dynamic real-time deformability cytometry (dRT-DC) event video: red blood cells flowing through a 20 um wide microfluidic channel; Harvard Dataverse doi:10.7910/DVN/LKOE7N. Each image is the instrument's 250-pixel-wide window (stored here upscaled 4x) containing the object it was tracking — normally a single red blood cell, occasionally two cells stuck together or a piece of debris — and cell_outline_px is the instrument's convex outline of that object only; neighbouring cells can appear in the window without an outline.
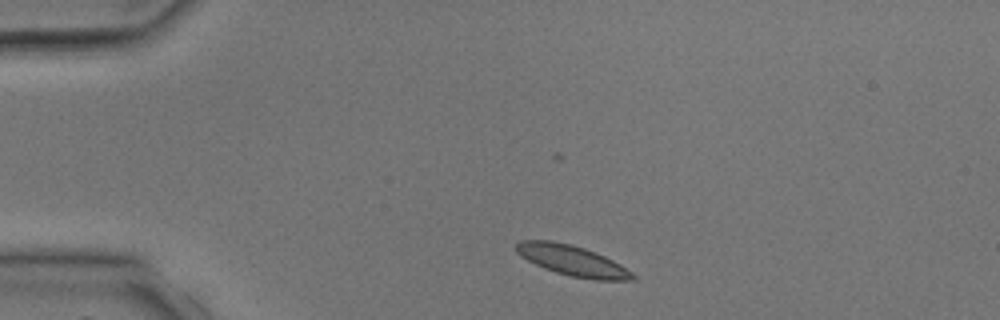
{"species": "common noctule bat (a hibernating species)", "species_latin": "Nyctalus noctula", "temperature_condition": "room temperature", "stored_images_in_passage": 3, "camera_frame_rate_fps": 3000, "um_per_image_px": 0.085, "animal": {"sex": "male", "body_mass_g": 17.9, "forearm_length_mm": 54.2}, "frame": {"image": 1, "passage_image": 1, "time_ms": 0.0, "image_size_px": [1000, 320], "cell_outline_px": [[636, 280], [596, 280], [572, 276], [556, 272], [544, 268], [520, 256], [516, 252], [516, 244], [520, 240], [552, 240], [572, 244], [584, 248], [604, 256], [620, 264], [632, 272], [636, 276]], "centroid_in_image_um": [48.65, 22.14], "position_along_channel_um": 36.4, "area_um2": 20.58}}